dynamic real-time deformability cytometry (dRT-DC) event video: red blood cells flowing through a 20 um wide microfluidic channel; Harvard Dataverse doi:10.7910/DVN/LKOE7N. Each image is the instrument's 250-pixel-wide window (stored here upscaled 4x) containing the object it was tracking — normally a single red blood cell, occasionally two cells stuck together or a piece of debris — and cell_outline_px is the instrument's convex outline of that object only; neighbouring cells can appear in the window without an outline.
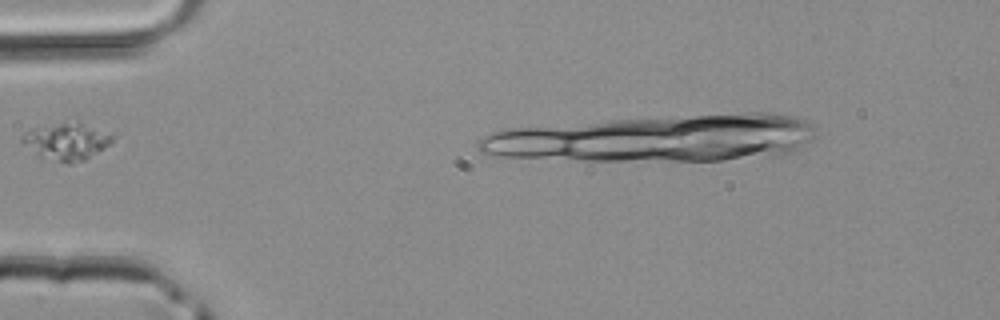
{"species": "common noctule bat (a hibernating species)", "species_latin": "Nyctalus noctula", "temperature_condition": "room temperature", "stored_images_in_passage": 2, "camera_frame_rate_fps": 3000, "um_per_image_px": 0.085, "animal": {"sex": "male", "body_mass_g": 20.4}, "frame": {"image": 1, "passage_image": 1, "time_ms": 0.0, "image_size_px": [1000, 320], "cell_outline_px": [[116, 136], [104, 148], [84, 160], [72, 164], [68, 164], [36, 156], [20, 140], [20, 136], [24, 132], [32, 128], [44, 124], [64, 120], [80, 120]], "centroid_in_image_um": [5.61, 11.97], "position_along_channel_um": 79.4, "area_um2": 20.35}}